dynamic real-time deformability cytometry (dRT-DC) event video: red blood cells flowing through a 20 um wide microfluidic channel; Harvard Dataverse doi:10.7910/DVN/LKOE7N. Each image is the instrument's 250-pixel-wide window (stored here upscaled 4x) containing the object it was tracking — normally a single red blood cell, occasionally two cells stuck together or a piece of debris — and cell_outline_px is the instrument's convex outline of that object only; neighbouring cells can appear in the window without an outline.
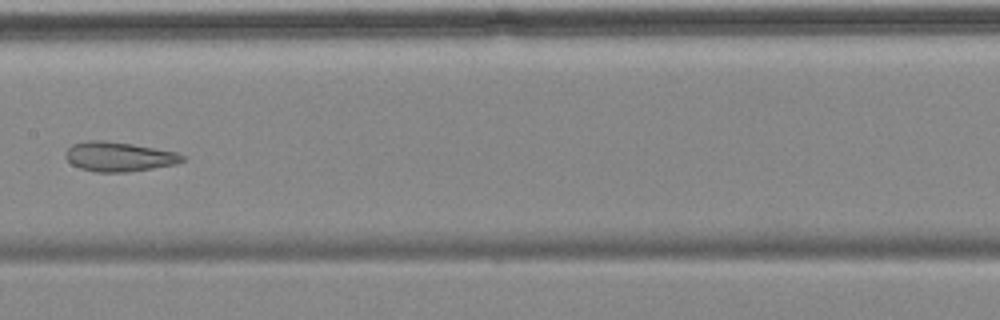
{"species": "common noctule bat (a hibernating species)", "species_latin": "Nyctalus noctula", "temperature_condition": "cold", "stored_images_in_passage": 12, "camera_frame_rate_fps": 3000, "um_per_image_px": 0.085, "animal": {"sex": "female", "body_mass_g": 18.4}, "frame": {"image": 1, "passage_image": 6, "time_ms": 7.0, "image_size_px": [1000, 320], "cell_outline_px": [[184, 160], [176, 164], [128, 172], [96, 172], [80, 168], [72, 164], [64, 156], [64, 152], [72, 144], [88, 140], [104, 140], [132, 144], [176, 152], [184, 156]], "centroid_in_image_um": [10.07, 13.31], "position_along_channel_um": 197.3, "area_um2": 20.06}}
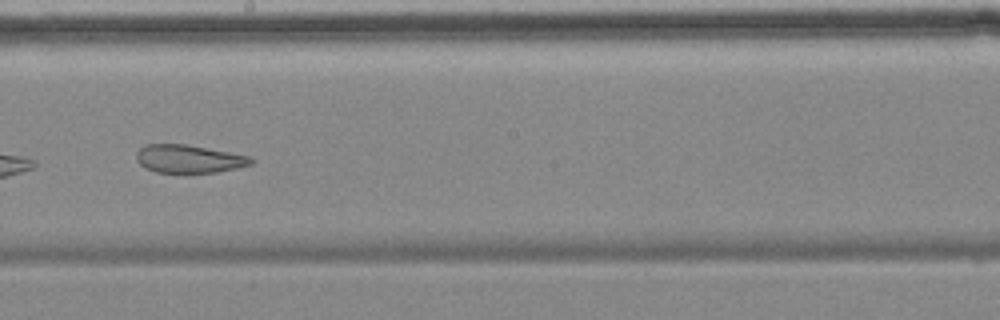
{"frame": {"image": 2, "passage_image": 7, "time_ms": 8.0, "image_size_px": [1000, 320], "cell_outline_px": [[256, 160], [252, 164], [236, 168], [216, 172], [184, 176], [156, 172], [144, 168], [136, 160], [136, 152], [140, 148], [148, 144], [184, 144], [252, 156]], "centroid_in_image_um": [16.05, 13.55], "position_along_channel_um": 232.1, "area_um2": 19.59}, "authors_computed_cell_mechanics": {"area_um2": 22.5998, "velocity_mm_per_s": 3.5012, "shape_relaxation_time_tau1_ms": 10.3834, "shape_relaxation_time_tau2_ms": null, "deformation_change_tau1": 0.1158, "deformation_change_tau2": null}}